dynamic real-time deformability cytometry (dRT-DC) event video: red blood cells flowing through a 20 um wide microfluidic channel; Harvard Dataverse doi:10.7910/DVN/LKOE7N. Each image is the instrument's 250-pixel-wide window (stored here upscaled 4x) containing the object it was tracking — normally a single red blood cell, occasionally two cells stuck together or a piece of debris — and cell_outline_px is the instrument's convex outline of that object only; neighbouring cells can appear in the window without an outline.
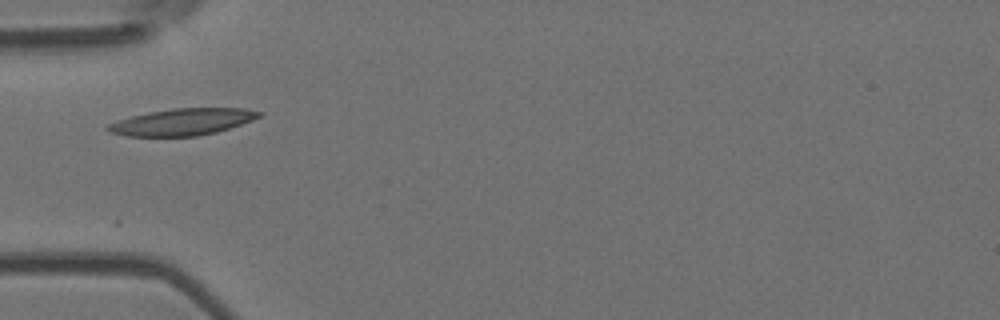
{"species": "Egyptian fruit bat (a non-hibernating species)", "species_latin": "Rousettus aegyptiacus", "temperature_condition": "room temperature", "stored_images_in_passage": 10, "camera_frame_rate_fps": 3000, "um_per_image_px": 0.085, "animal": {"sex": "female"}, "frame": {"image": 1, "passage_image": 1, "time_ms": 0.0, "image_size_px": [1000, 320], "cell_outline_px": [[264, 112], [260, 116], [252, 120], [216, 132], [196, 136], [128, 136], [112, 132], [104, 128], [108, 124], [132, 116], [148, 112], [172, 108], [244, 108]], "centroid_in_image_um": [15.52, 10.35], "position_along_channel_um": 69.5, "area_um2": 23.29}}
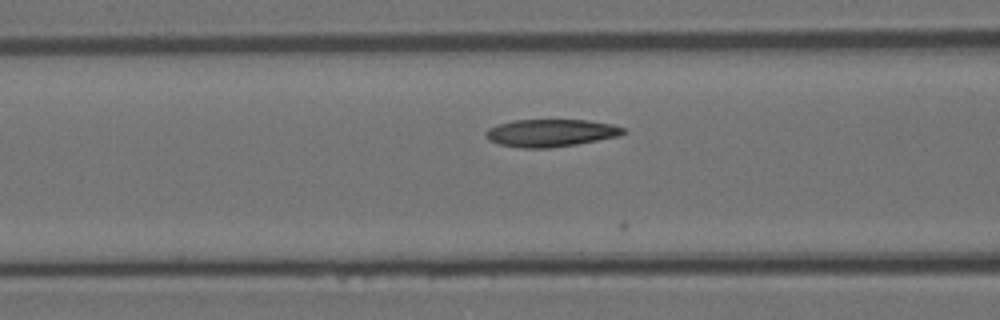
{"frame": {"image": 2, "passage_image": 5, "time_ms": 1.333, "image_size_px": [1000, 320], "cell_outline_px": [[628, 132], [620, 136], [576, 144], [548, 148], [520, 148], [500, 144], [488, 140], [484, 136], [484, 132], [488, 128], [512, 120], [588, 120], [612, 124], [624, 128]], "centroid_in_image_um": [46.81, 11.3], "position_along_channel_um": 119.8, "area_um2": 22.14}}
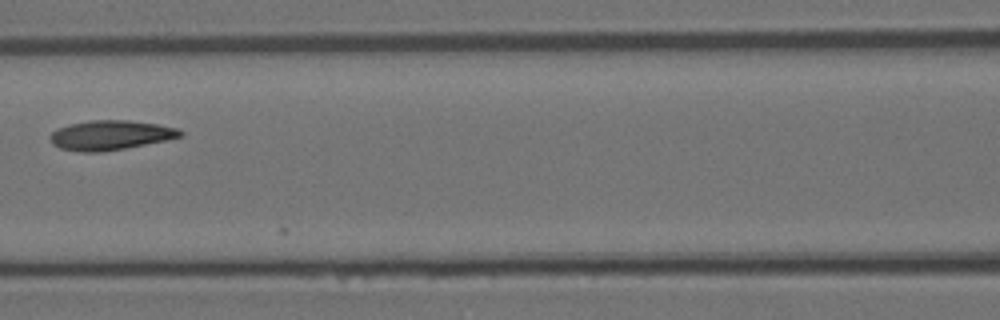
{"frame": {"image": 3, "passage_image": 8, "time_ms": 2.333, "image_size_px": [1000, 320], "cell_outline_px": [[184, 132], [180, 136], [164, 140], [124, 148], [100, 152], [80, 152], [60, 148], [52, 144], [48, 136], [56, 128], [68, 124], [92, 120], [128, 120], [156, 124], [176, 128]], "centroid_in_image_um": [9.3, 11.48], "position_along_channel_um": 157.3, "area_um2": 22.25}}